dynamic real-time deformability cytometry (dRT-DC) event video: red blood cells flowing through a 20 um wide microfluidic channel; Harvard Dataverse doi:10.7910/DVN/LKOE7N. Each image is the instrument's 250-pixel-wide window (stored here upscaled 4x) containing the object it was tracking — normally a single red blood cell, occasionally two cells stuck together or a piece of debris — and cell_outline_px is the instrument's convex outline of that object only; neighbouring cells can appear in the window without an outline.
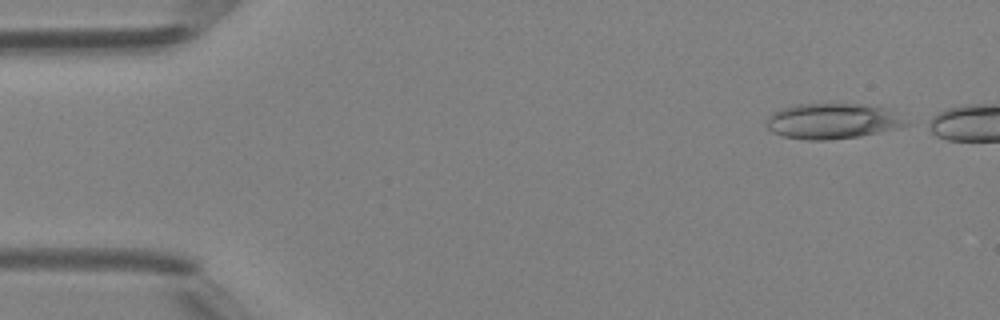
{"species": "Egyptian fruit bat (a non-hibernating species)", "species_latin": "Rousettus aegyptiacus", "temperature_condition": "room temperature", "stored_images_in_passage": 5, "camera_frame_rate_fps": 3000, "um_per_image_px": 0.085, "animal": {"sex": "female"}, "frame": {"image": 1, "passage_image": 2, "time_ms": 0.333, "image_size_px": [1000, 320], "cell_outline_px": [[912, 124], [900, 128], [860, 136], [828, 140], [808, 140], [780, 136], [772, 132], [764, 124], [764, 120], [772, 112], [780, 108], [796, 104], [864, 104], [884, 108]], "centroid_in_image_um": [70.69, 10.3], "position_along_channel_um": 14.3, "area_um2": 29.07}}